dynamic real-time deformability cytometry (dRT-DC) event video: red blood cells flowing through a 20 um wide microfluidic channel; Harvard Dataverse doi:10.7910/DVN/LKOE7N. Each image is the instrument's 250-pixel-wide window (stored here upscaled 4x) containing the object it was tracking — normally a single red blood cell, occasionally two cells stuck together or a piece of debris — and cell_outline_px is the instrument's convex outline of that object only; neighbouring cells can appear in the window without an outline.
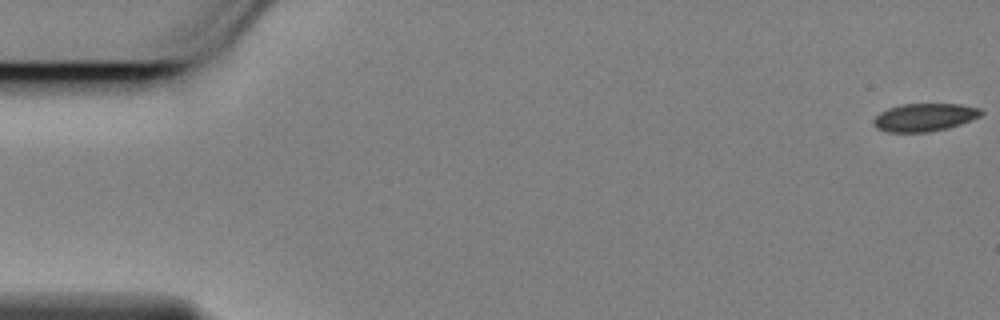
{"species": "Egyptian fruit bat (a non-hibernating species)", "species_latin": "Rousettus aegyptiacus", "temperature_condition": "cold", "stored_images_in_passage": 18, "camera_frame_rate_fps": 3000, "um_per_image_px": 0.085, "animal": {"sex": "female"}, "frame": {"image": 1, "passage_image": 1, "time_ms": 0.0, "image_size_px": [1000, 320], "cell_outline_px": [[984, 112], [980, 116], [960, 124], [948, 128], [928, 132], [888, 132], [876, 128], [872, 124], [872, 120], [880, 112], [888, 108], [900, 104], [960, 104], [980, 108]], "centroid_in_image_um": [78.55, 9.97], "position_along_channel_um": 6.4, "area_um2": 17.57}}
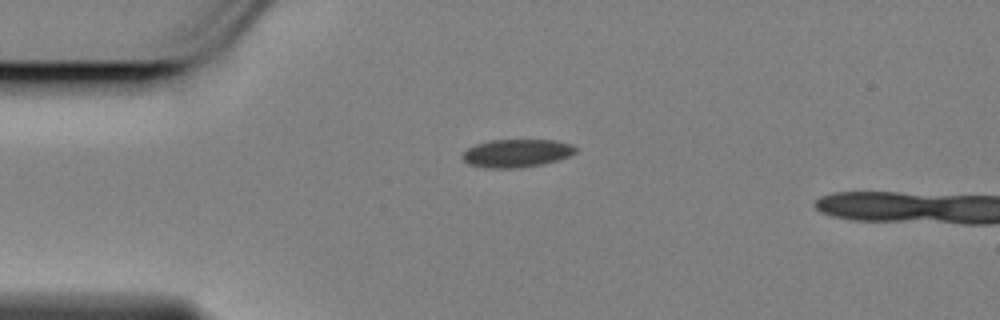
{"frame": {"image": 2, "passage_image": 14, "time_ms": 4.333, "image_size_px": [1000, 320], "cell_outline_px": [[576, 152], [568, 156], [556, 160], [540, 164], [516, 168], [488, 168], [468, 164], [464, 160], [464, 152], [468, 148], [476, 144], [488, 140], [556, 140], [572, 144], [576, 148]], "centroid_in_image_um": [43.91, 13.01], "position_along_channel_um": 41.1, "area_um2": 18.26}}